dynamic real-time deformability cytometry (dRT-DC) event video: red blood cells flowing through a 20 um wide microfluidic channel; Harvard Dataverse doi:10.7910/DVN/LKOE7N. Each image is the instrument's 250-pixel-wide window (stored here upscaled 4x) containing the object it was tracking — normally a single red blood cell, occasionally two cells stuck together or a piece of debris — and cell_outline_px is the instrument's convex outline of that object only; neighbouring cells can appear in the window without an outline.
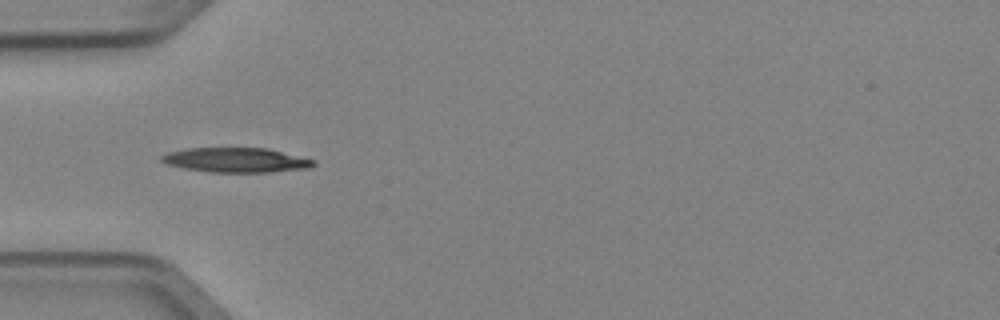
{"species": "Egyptian fruit bat (a non-hibernating species)", "species_latin": "Rousettus aegyptiacus", "temperature_condition": "cold", "stored_images_in_passage": 6, "camera_frame_rate_fps": 3000, "um_per_image_px": 0.085, "animal": {"sex": "female"}, "frame": {"image": 1, "passage_image": 3, "time_ms": 0.667, "image_size_px": [1000, 320], "cell_outline_px": [[316, 164], [312, 168], [268, 172], [208, 172], [184, 168], [168, 164], [160, 160], [160, 156], [168, 152], [188, 148], [268, 148], [316, 160]], "centroid_in_image_um": [20.1, 13.6], "position_along_channel_um": 64.9, "area_um2": 21.91}}
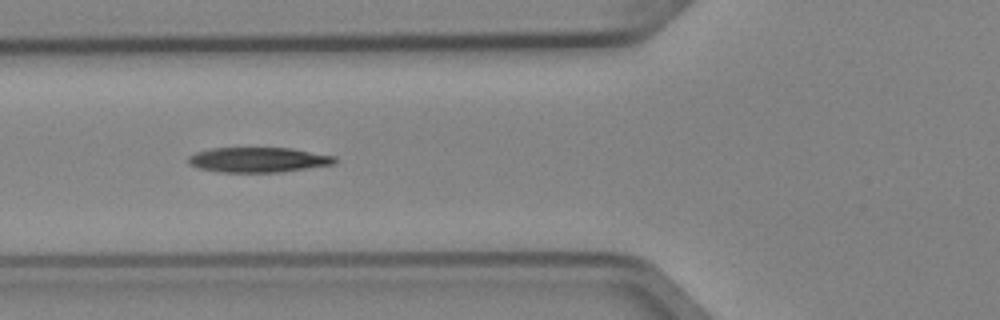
{"frame": {"image": 2, "passage_image": 4, "time_ms": 1.0, "image_size_px": [1000, 320], "cell_outline_px": [[336, 164], [280, 172], [220, 172], [200, 168], [188, 164], [188, 156], [196, 152], [212, 148], [292, 148], [336, 156]], "centroid_in_image_um": [21.97, 13.58], "position_along_channel_um": 103.8, "area_um2": 21.39}}